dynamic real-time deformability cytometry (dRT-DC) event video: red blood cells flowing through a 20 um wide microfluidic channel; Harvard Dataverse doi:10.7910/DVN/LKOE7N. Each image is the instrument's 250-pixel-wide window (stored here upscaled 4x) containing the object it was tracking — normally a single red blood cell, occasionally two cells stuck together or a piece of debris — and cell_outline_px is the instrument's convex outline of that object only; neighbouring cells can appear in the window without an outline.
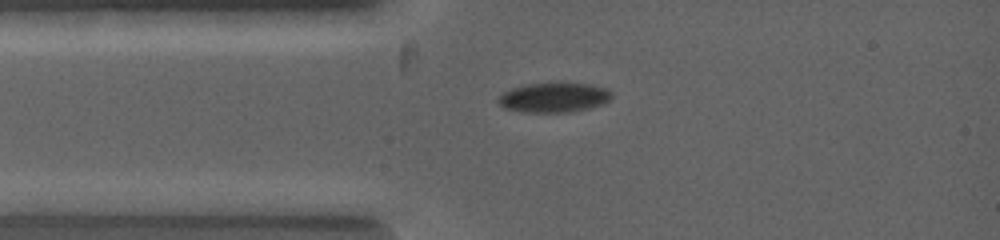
{"species": "common noctule bat (a hibernating species)", "species_latin": "Nyctalus noctula", "temperature_condition": "warm", "stored_images_in_passage": 2, "camera_frame_rate_fps": 5000, "um_per_image_px": 0.085, "animal": {"sex": "female", "body_mass_g": 19.0, "forearm_length_mm": 53.3}, "frame": {"image": 1, "passage_image": 1, "time_ms": 0.0, "image_size_px": [1000, 240], "cell_outline_px": [[612, 96], [608, 100], [600, 104], [588, 108], [568, 112], [524, 112], [504, 108], [496, 100], [504, 92], [512, 88], [532, 84], [588, 84], [604, 88]], "centroid_in_image_um": [47.02, 8.31], "position_along_channel_um": 38.0, "area_um2": 18.9}}